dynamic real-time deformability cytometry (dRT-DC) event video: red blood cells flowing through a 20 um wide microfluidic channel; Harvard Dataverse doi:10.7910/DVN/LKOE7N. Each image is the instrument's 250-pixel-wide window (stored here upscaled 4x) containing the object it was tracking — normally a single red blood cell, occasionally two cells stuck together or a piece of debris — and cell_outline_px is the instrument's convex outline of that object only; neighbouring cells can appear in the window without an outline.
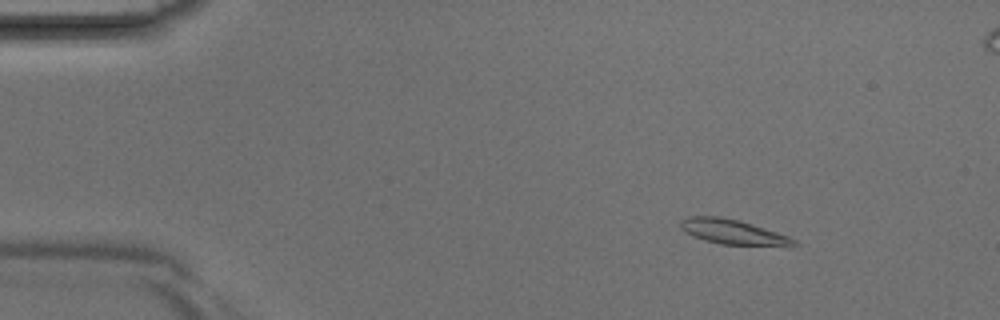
{"species": "Egyptian fruit bat (a non-hibernating species)", "species_latin": "Rousettus aegyptiacus", "temperature_condition": "room temperature", "stored_images_in_passage": 39, "segment_of_instrument_passage": [1, 2], "camera_frame_rate_fps": 3000, "um_per_image_px": 0.085, "animal": {"sex": "male"}, "frame": {"image": 1, "passage_image": 2, "time_ms": 0.333, "image_size_px": [1000, 320], "cell_outline_px": [[800, 244], [720, 244], [704, 240], [692, 236], [680, 228], [680, 220], [688, 216], [720, 216], [740, 220], [788, 236], [796, 240]], "centroid_in_image_um": [62.17, 19.67], "position_along_channel_um": 22.8, "area_um2": 15.9}}
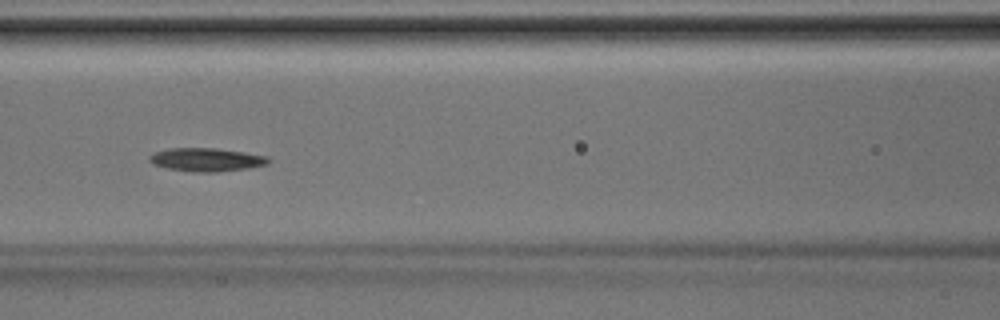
{"frame": {"image": 2, "passage_image": 15, "time_ms": 4.667, "image_size_px": [1000, 320], "cell_outline_px": [[272, 160], [268, 164], [248, 168], [216, 172], [192, 172], [168, 168], [152, 164], [148, 160], [148, 156], [156, 152], [168, 148], [216, 148], [244, 152], [268, 156]], "centroid_in_image_um": [17.56, 13.57], "position_along_channel_um": 149.0, "area_um2": 16.3}}
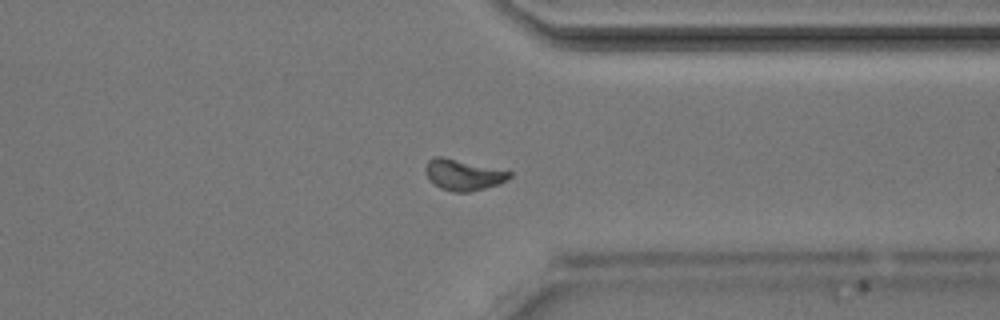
{"frame": {"image": 3, "passage_image": 29, "time_ms": 9.333, "image_size_px": [1000, 320], "cell_outline_px": [[512, 176], [508, 180], [500, 184], [472, 192], [452, 192], [440, 188], [432, 184], [428, 180], [424, 168], [428, 160], [432, 156], [440, 156], [512, 172]], "centroid_in_image_um": [39.34, 14.88], "position_along_channel_um": 372.1, "area_um2": 15.32}}